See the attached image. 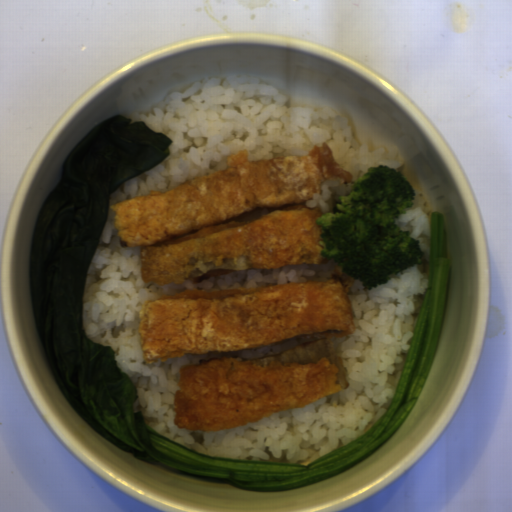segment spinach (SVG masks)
<instances>
[{
  "label": "spinach",
  "instance_id": "1",
  "mask_svg": "<svg viewBox=\"0 0 512 512\" xmlns=\"http://www.w3.org/2000/svg\"><path fill=\"white\" fill-rule=\"evenodd\" d=\"M115 113L72 146L40 205L30 236L28 295L37 338L71 408L95 432L140 460L179 475L256 491L291 490L346 472L402 426L424 389L446 312L451 260L445 219L430 214L428 288L414 323L393 399L370 429L309 464L232 459L192 451L134 412L137 387L111 346L83 324L85 286L119 185L171 155L173 141Z\"/></svg>",
  "mask_w": 512,
  "mask_h": 512
}]
</instances>
